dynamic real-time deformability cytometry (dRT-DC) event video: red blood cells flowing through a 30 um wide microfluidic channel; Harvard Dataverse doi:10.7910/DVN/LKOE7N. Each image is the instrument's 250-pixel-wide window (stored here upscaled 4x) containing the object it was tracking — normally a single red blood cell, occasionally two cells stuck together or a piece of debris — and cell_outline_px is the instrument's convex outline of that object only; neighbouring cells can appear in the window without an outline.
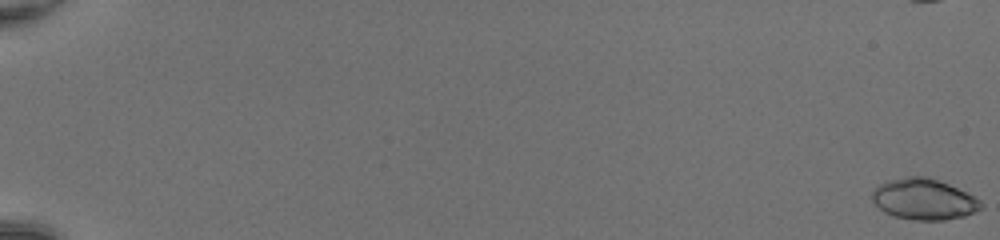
{"species": "common noctule bat (a hibernating species)", "species_latin": "Nyctalus noctula", "temperature_condition": "room temperature", "stored_images_in_passage": 53, "camera_frame_rate_fps": 3000, "um_per_image_px": 0.085, "animal": {"sex": "female", "body_mass_g": 20.0, "forearm_length_mm": 54.0}, "frame": {"image": 1, "passage_image": 1, "time_ms": 0.0, "image_size_px": [1000, 240], "cell_outline_px": [[984, 204], [980, 208], [964, 216], [944, 220], [912, 220], [896, 216], [884, 212], [872, 200], [872, 192], [876, 184], [888, 180], [908, 176], [928, 176], [948, 184], [980, 200]], "centroid_in_image_um": [78.48, 16.92], "position_along_channel_um": 6.5, "area_um2": 25.84}}